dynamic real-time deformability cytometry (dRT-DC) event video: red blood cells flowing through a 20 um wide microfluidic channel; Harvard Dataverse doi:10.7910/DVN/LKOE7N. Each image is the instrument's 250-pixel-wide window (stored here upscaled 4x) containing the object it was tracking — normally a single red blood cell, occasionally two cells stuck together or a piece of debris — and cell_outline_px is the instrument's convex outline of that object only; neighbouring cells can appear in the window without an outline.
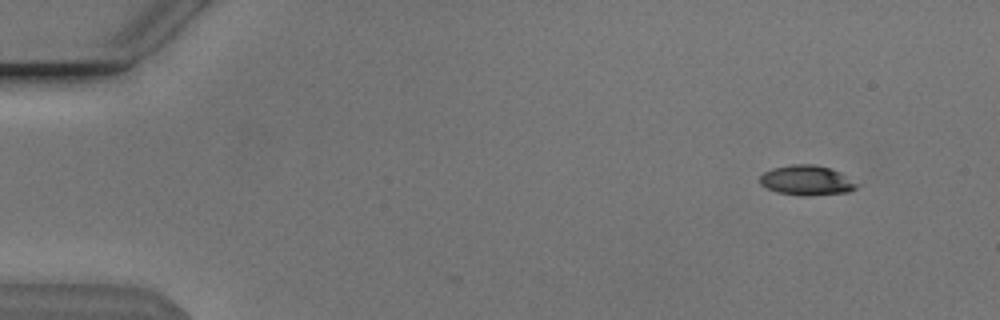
{"species": "Egyptian fruit bat (a non-hibernating species)", "species_latin": "Rousettus aegyptiacus", "temperature_condition": "cold", "stored_images_in_passage": 42, "camera_frame_rate_fps": 3000, "um_per_image_px": 0.085, "animal": {"sex": "male"}, "frame": {"image": 1, "passage_image": 5, "time_ms": 1.333, "image_size_px": [1000, 320], "cell_outline_px": [[860, 184], [856, 188], [848, 192], [780, 192], [768, 188], [760, 184], [760, 176], [764, 172], [772, 168], [792, 164], [812, 164], [828, 168], [840, 172]], "centroid_in_image_um": [68.57, 15.25], "position_along_channel_um": 16.4, "area_um2": 15.72}}
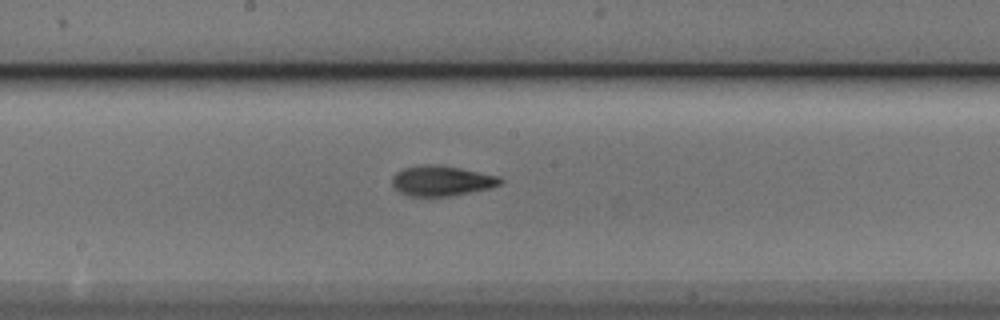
{"frame": {"image": 2, "passage_image": 29, "time_ms": 9.333, "image_size_px": [1000, 320], "cell_outline_px": [[504, 180], [500, 184], [488, 188], [448, 196], [412, 196], [400, 192], [392, 184], [392, 176], [396, 172], [404, 168], [424, 164], [432, 164], [460, 168], [500, 176]], "centroid_in_image_um": [37.53, 15.35], "position_along_channel_um": 210.7, "area_um2": 18.79}}
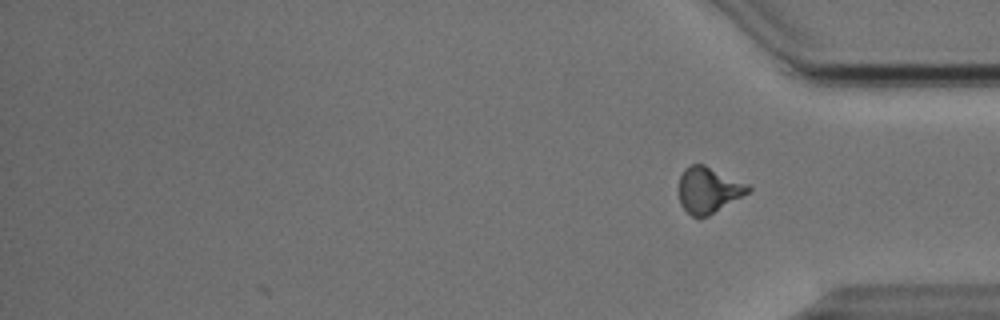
{"frame": {"image": 3, "passage_image": 42, "time_ms": 13.667, "image_size_px": [1000, 320], "cell_outline_px": [[752, 188], [748, 192], [708, 216], [692, 216], [680, 204], [680, 176], [684, 168], [692, 164], [704, 164], [748, 184]], "centroid_in_image_um": [60.21, 16.13], "position_along_channel_um": 375.0, "area_um2": 18.15}, "authors_computed_cell_mechanics": {"area_um2": 17.6579, "velocity_mm_per_s": 3.8558, "shape_relaxation_time_tau1_ms": 5.3387, "shape_relaxation_time_tau2_ms": 2.183, "deformation_change_tau1": 0.1567, "deformation_change_tau2": 0.0988}}